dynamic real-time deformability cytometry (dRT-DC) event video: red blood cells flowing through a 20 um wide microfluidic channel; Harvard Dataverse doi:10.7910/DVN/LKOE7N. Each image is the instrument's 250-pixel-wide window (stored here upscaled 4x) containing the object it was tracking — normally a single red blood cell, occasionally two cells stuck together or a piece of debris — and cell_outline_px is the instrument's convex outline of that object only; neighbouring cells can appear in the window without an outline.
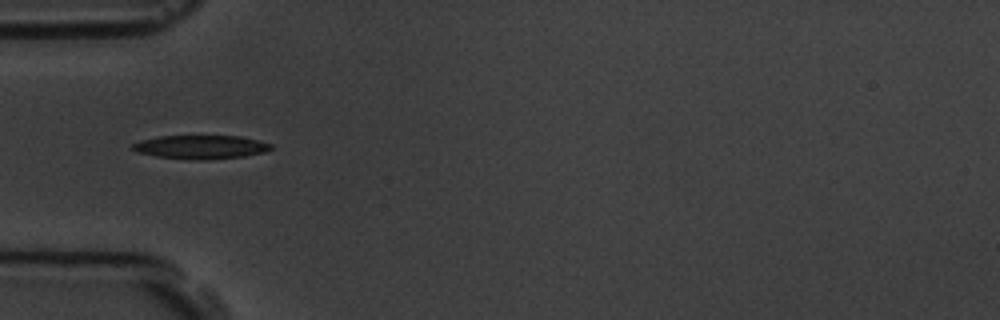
{"species": "common noctule bat (a hibernating species)", "species_latin": "Nyctalus noctula", "temperature_condition": "room temperature", "stored_images_in_passage": 7, "camera_frame_rate_fps": 3000, "um_per_image_px": 0.085, "animal": {"sex": "male", "body_mass_g": 19.5, "forearm_length_mm": 54.6}, "frame": {"image": 1, "passage_image": 5, "time_ms": 5.333, "image_size_px": [1000, 320], "cell_outline_px": [[272, 148], [264, 152], [244, 156], [208, 160], [200, 160], [156, 156], [136, 152], [132, 148], [132, 144], [140, 140], [160, 136], [240, 136], [260, 140], [272, 144]], "centroid_in_image_um": [17.08, 12.49], "position_along_channel_um": 67.9, "area_um2": 19.07}}
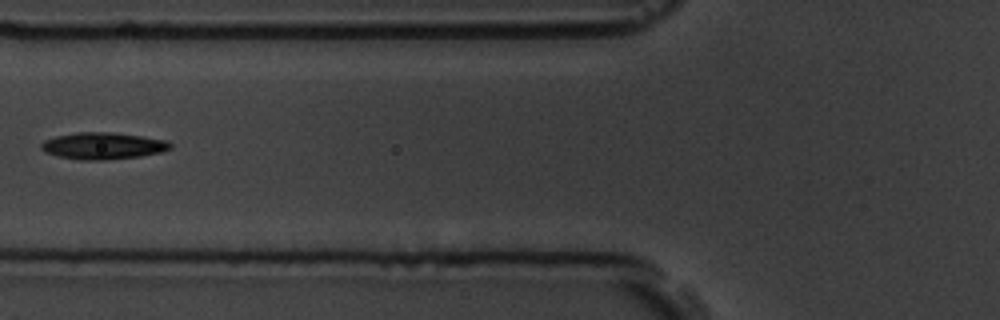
{"frame": {"image": 2, "passage_image": 6, "time_ms": 6.667, "image_size_px": [1000, 320], "cell_outline_px": [[172, 148], [160, 152], [140, 156], [104, 160], [80, 160], [60, 156], [44, 152], [40, 148], [40, 144], [44, 140], [56, 136], [76, 132], [108, 132], [140, 136], [168, 140], [172, 144]], "centroid_in_image_um": [8.74, 12.39], "position_along_channel_um": 117.1, "area_um2": 20.11}}
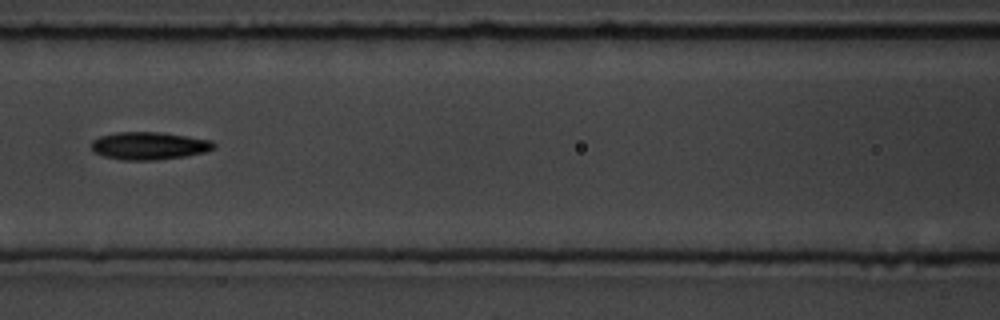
{"frame": {"image": 3, "passage_image": 7, "time_ms": 7.667, "image_size_px": [1000, 320], "cell_outline_px": [[216, 148], [204, 152], [184, 156], [156, 160], [124, 160], [104, 156], [96, 152], [92, 148], [92, 140], [100, 136], [116, 132], [160, 132], [212, 140], [216, 144]], "centroid_in_image_um": [12.7, 12.38], "position_along_channel_um": 153.9, "area_um2": 19.65}}